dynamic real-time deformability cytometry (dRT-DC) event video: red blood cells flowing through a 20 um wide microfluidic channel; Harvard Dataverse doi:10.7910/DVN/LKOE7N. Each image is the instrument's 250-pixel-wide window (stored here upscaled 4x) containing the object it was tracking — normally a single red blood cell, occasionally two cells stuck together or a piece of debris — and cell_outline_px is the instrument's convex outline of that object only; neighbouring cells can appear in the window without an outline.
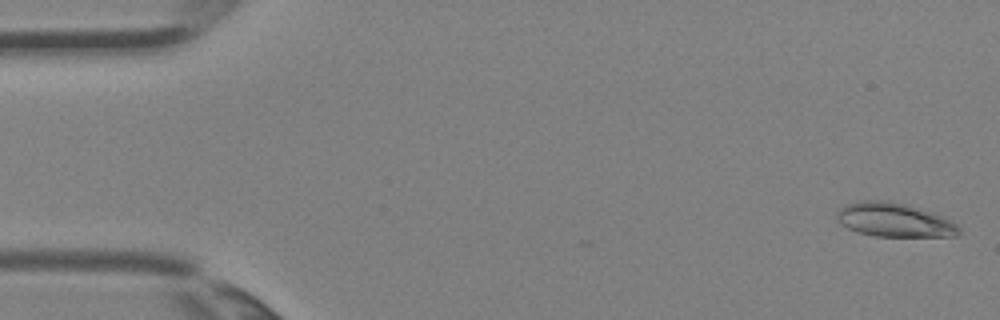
{"species": "Egyptian fruit bat (a non-hibernating species)", "species_latin": "Rousettus aegyptiacus", "temperature_condition": "room temperature", "stored_images_in_passage": 5, "camera_frame_rate_fps": 3000, "um_per_image_px": 0.085, "animal": {"sex": "female"}, "frame": {"image": 1, "passage_image": 1, "time_ms": 0.0, "image_size_px": [1000, 320], "cell_outline_px": [[960, 232], [956, 236], [876, 236], [856, 232], [848, 228], [836, 220], [836, 212], [844, 204], [856, 200], [888, 200], [920, 208], [944, 216], [952, 220], [960, 228]], "centroid_in_image_um": [75.98, 18.68], "position_along_channel_um": 9.0, "area_um2": 24.45}}